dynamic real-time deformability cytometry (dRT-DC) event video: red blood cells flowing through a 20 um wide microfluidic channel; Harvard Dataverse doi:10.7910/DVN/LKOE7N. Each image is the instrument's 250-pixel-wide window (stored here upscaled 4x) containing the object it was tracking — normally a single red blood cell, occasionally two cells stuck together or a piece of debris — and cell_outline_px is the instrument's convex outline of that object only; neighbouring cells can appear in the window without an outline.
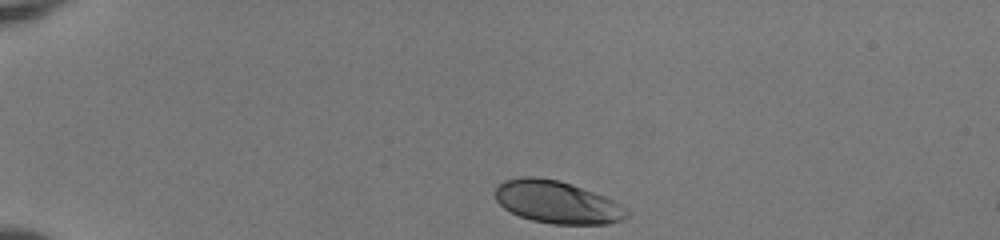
{"species": "human", "species_latin": "Homo sapiens", "temperature_condition": "room temperature", "stored_images_in_passage": 36, "camera_frame_rate_fps": 3000, "um_per_image_px": 0.085, "donor": {"sex": "female"}, "frame": {"image": 1, "passage_image": 1, "time_ms": 0.0, "image_size_px": [1000, 240], "cell_outline_px": [[628, 216], [624, 220], [608, 224], [552, 224], [532, 220], [520, 216], [504, 208], [496, 200], [492, 192], [504, 180], [520, 176], [536, 176], [560, 180], [572, 184], [604, 196], [620, 204], [628, 212]], "centroid_in_image_um": [47.32, 17.17], "position_along_channel_um": 37.7, "area_um2": 32.77}}
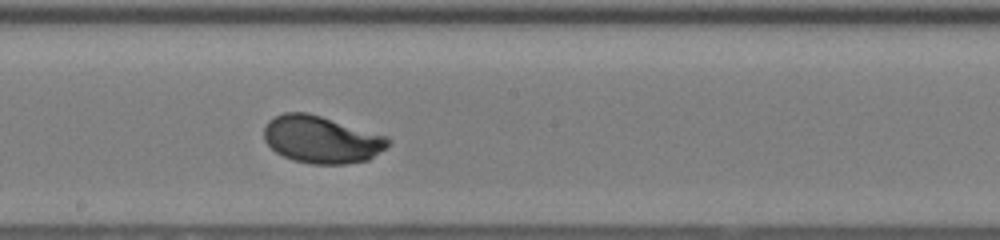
{"frame": {"image": 2, "passage_image": 20, "time_ms": 6.333, "image_size_px": [1000, 240], "cell_outline_px": [[392, 140], [384, 148], [368, 160], [348, 164], [312, 164], [292, 160], [276, 152], [264, 140], [264, 128], [268, 120], [284, 112], [308, 112], [388, 136]], "centroid_in_image_um": [27.32, 11.85], "position_along_channel_um": 220.9, "area_um2": 34.22}}
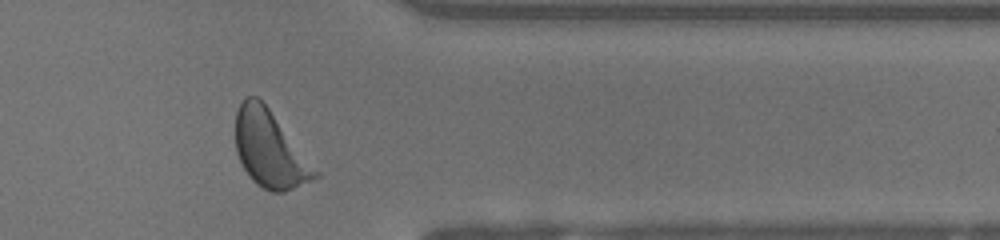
{"frame": {"image": 3, "passage_image": 33, "time_ms": 10.667, "image_size_px": [1000, 240], "cell_outline_px": [[320, 176], [312, 180], [284, 192], [272, 192], [256, 184], [252, 180], [244, 168], [236, 152], [236, 112], [240, 104], [248, 96], [256, 96], [268, 108], [320, 172]], "centroid_in_image_um": [22.94, 12.71], "position_along_channel_um": 388.5, "area_um2": 34.97}, "authors_computed_cell_mechanics": {"area_um2": 33.1194, "velocity_mm_per_s": 3.9933, "shape_relaxation_time_tau1_ms": 2.4277, "shape_relaxation_time_tau2_ms": null, "deformation_change_tau1": 0.1615, "deformation_change_tau2": null}}